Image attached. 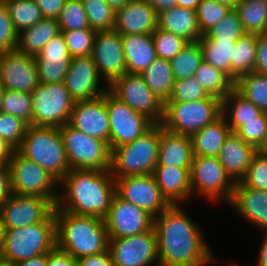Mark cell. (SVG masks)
Instances as JSON below:
<instances>
[{
	"instance_id": "25",
	"label": "cell",
	"mask_w": 267,
	"mask_h": 266,
	"mask_svg": "<svg viewBox=\"0 0 267 266\" xmlns=\"http://www.w3.org/2000/svg\"><path fill=\"white\" fill-rule=\"evenodd\" d=\"M257 149L245 143L236 133H230L217 155L219 162L236 183L246 175Z\"/></svg>"
},
{
	"instance_id": "40",
	"label": "cell",
	"mask_w": 267,
	"mask_h": 266,
	"mask_svg": "<svg viewBox=\"0 0 267 266\" xmlns=\"http://www.w3.org/2000/svg\"><path fill=\"white\" fill-rule=\"evenodd\" d=\"M4 4L18 33L44 18L35 0H5Z\"/></svg>"
},
{
	"instance_id": "12",
	"label": "cell",
	"mask_w": 267,
	"mask_h": 266,
	"mask_svg": "<svg viewBox=\"0 0 267 266\" xmlns=\"http://www.w3.org/2000/svg\"><path fill=\"white\" fill-rule=\"evenodd\" d=\"M108 90L154 124H162L165 103L153 93L140 74L125 73L116 78L108 86Z\"/></svg>"
},
{
	"instance_id": "63",
	"label": "cell",
	"mask_w": 267,
	"mask_h": 266,
	"mask_svg": "<svg viewBox=\"0 0 267 266\" xmlns=\"http://www.w3.org/2000/svg\"><path fill=\"white\" fill-rule=\"evenodd\" d=\"M116 12L118 9L124 7L131 0H105Z\"/></svg>"
},
{
	"instance_id": "57",
	"label": "cell",
	"mask_w": 267,
	"mask_h": 266,
	"mask_svg": "<svg viewBox=\"0 0 267 266\" xmlns=\"http://www.w3.org/2000/svg\"><path fill=\"white\" fill-rule=\"evenodd\" d=\"M9 165L0 164V205L12 194Z\"/></svg>"
},
{
	"instance_id": "15",
	"label": "cell",
	"mask_w": 267,
	"mask_h": 266,
	"mask_svg": "<svg viewBox=\"0 0 267 266\" xmlns=\"http://www.w3.org/2000/svg\"><path fill=\"white\" fill-rule=\"evenodd\" d=\"M54 208L47 198L12 193L0 205V219L6 230L16 229L43 222Z\"/></svg>"
},
{
	"instance_id": "65",
	"label": "cell",
	"mask_w": 267,
	"mask_h": 266,
	"mask_svg": "<svg viewBox=\"0 0 267 266\" xmlns=\"http://www.w3.org/2000/svg\"><path fill=\"white\" fill-rule=\"evenodd\" d=\"M220 4L226 5L230 7L231 9L236 8V4L239 2V0H215Z\"/></svg>"
},
{
	"instance_id": "17",
	"label": "cell",
	"mask_w": 267,
	"mask_h": 266,
	"mask_svg": "<svg viewBox=\"0 0 267 266\" xmlns=\"http://www.w3.org/2000/svg\"><path fill=\"white\" fill-rule=\"evenodd\" d=\"M109 238H125L147 232L154 226V217L146 210L125 201L117 194L104 218Z\"/></svg>"
},
{
	"instance_id": "36",
	"label": "cell",
	"mask_w": 267,
	"mask_h": 266,
	"mask_svg": "<svg viewBox=\"0 0 267 266\" xmlns=\"http://www.w3.org/2000/svg\"><path fill=\"white\" fill-rule=\"evenodd\" d=\"M235 10L246 34L267 33V0H239Z\"/></svg>"
},
{
	"instance_id": "50",
	"label": "cell",
	"mask_w": 267,
	"mask_h": 266,
	"mask_svg": "<svg viewBox=\"0 0 267 266\" xmlns=\"http://www.w3.org/2000/svg\"><path fill=\"white\" fill-rule=\"evenodd\" d=\"M240 182L246 187L267 191V155L257 152Z\"/></svg>"
},
{
	"instance_id": "48",
	"label": "cell",
	"mask_w": 267,
	"mask_h": 266,
	"mask_svg": "<svg viewBox=\"0 0 267 266\" xmlns=\"http://www.w3.org/2000/svg\"><path fill=\"white\" fill-rule=\"evenodd\" d=\"M28 124L22 119L0 111V138L17 149L25 136Z\"/></svg>"
},
{
	"instance_id": "56",
	"label": "cell",
	"mask_w": 267,
	"mask_h": 266,
	"mask_svg": "<svg viewBox=\"0 0 267 266\" xmlns=\"http://www.w3.org/2000/svg\"><path fill=\"white\" fill-rule=\"evenodd\" d=\"M82 266H114L110 251L77 259Z\"/></svg>"
},
{
	"instance_id": "51",
	"label": "cell",
	"mask_w": 267,
	"mask_h": 266,
	"mask_svg": "<svg viewBox=\"0 0 267 266\" xmlns=\"http://www.w3.org/2000/svg\"><path fill=\"white\" fill-rule=\"evenodd\" d=\"M235 133L245 143L258 149L267 133V113L262 112L258 120L242 121V126Z\"/></svg>"
},
{
	"instance_id": "44",
	"label": "cell",
	"mask_w": 267,
	"mask_h": 266,
	"mask_svg": "<svg viewBox=\"0 0 267 266\" xmlns=\"http://www.w3.org/2000/svg\"><path fill=\"white\" fill-rule=\"evenodd\" d=\"M57 21L60 31L90 28L82 0H66Z\"/></svg>"
},
{
	"instance_id": "52",
	"label": "cell",
	"mask_w": 267,
	"mask_h": 266,
	"mask_svg": "<svg viewBox=\"0 0 267 266\" xmlns=\"http://www.w3.org/2000/svg\"><path fill=\"white\" fill-rule=\"evenodd\" d=\"M18 32L15 30L12 20L4 2H0V52L16 50Z\"/></svg>"
},
{
	"instance_id": "45",
	"label": "cell",
	"mask_w": 267,
	"mask_h": 266,
	"mask_svg": "<svg viewBox=\"0 0 267 266\" xmlns=\"http://www.w3.org/2000/svg\"><path fill=\"white\" fill-rule=\"evenodd\" d=\"M96 32L91 28L61 31L72 58L92 55Z\"/></svg>"
},
{
	"instance_id": "19",
	"label": "cell",
	"mask_w": 267,
	"mask_h": 266,
	"mask_svg": "<svg viewBox=\"0 0 267 266\" xmlns=\"http://www.w3.org/2000/svg\"><path fill=\"white\" fill-rule=\"evenodd\" d=\"M0 79L6 90L31 93L39 84L35 58L17 50L0 52Z\"/></svg>"
},
{
	"instance_id": "3",
	"label": "cell",
	"mask_w": 267,
	"mask_h": 266,
	"mask_svg": "<svg viewBox=\"0 0 267 266\" xmlns=\"http://www.w3.org/2000/svg\"><path fill=\"white\" fill-rule=\"evenodd\" d=\"M56 246L76 260L108 250L109 236L104 219L79 216L54 209Z\"/></svg>"
},
{
	"instance_id": "20",
	"label": "cell",
	"mask_w": 267,
	"mask_h": 266,
	"mask_svg": "<svg viewBox=\"0 0 267 266\" xmlns=\"http://www.w3.org/2000/svg\"><path fill=\"white\" fill-rule=\"evenodd\" d=\"M68 124L90 137L105 141L110 148L106 92L96 99L75 101Z\"/></svg>"
},
{
	"instance_id": "24",
	"label": "cell",
	"mask_w": 267,
	"mask_h": 266,
	"mask_svg": "<svg viewBox=\"0 0 267 266\" xmlns=\"http://www.w3.org/2000/svg\"><path fill=\"white\" fill-rule=\"evenodd\" d=\"M228 204L249 224L267 232V191L252 189L236 182Z\"/></svg>"
},
{
	"instance_id": "16",
	"label": "cell",
	"mask_w": 267,
	"mask_h": 266,
	"mask_svg": "<svg viewBox=\"0 0 267 266\" xmlns=\"http://www.w3.org/2000/svg\"><path fill=\"white\" fill-rule=\"evenodd\" d=\"M116 194L127 202L158 216L171 204L162 195L153 174L115 178Z\"/></svg>"
},
{
	"instance_id": "18",
	"label": "cell",
	"mask_w": 267,
	"mask_h": 266,
	"mask_svg": "<svg viewBox=\"0 0 267 266\" xmlns=\"http://www.w3.org/2000/svg\"><path fill=\"white\" fill-rule=\"evenodd\" d=\"M92 57L105 85L127 73L122 37L115 29L96 32Z\"/></svg>"
},
{
	"instance_id": "66",
	"label": "cell",
	"mask_w": 267,
	"mask_h": 266,
	"mask_svg": "<svg viewBox=\"0 0 267 266\" xmlns=\"http://www.w3.org/2000/svg\"><path fill=\"white\" fill-rule=\"evenodd\" d=\"M257 152L259 154L267 155V133L265 135L263 143L260 145V147L257 149Z\"/></svg>"
},
{
	"instance_id": "5",
	"label": "cell",
	"mask_w": 267,
	"mask_h": 266,
	"mask_svg": "<svg viewBox=\"0 0 267 266\" xmlns=\"http://www.w3.org/2000/svg\"><path fill=\"white\" fill-rule=\"evenodd\" d=\"M161 124H154L136 140L111 151L114 178L153 174L159 153Z\"/></svg>"
},
{
	"instance_id": "69",
	"label": "cell",
	"mask_w": 267,
	"mask_h": 266,
	"mask_svg": "<svg viewBox=\"0 0 267 266\" xmlns=\"http://www.w3.org/2000/svg\"><path fill=\"white\" fill-rule=\"evenodd\" d=\"M73 266H82V265L76 260Z\"/></svg>"
},
{
	"instance_id": "7",
	"label": "cell",
	"mask_w": 267,
	"mask_h": 266,
	"mask_svg": "<svg viewBox=\"0 0 267 266\" xmlns=\"http://www.w3.org/2000/svg\"><path fill=\"white\" fill-rule=\"evenodd\" d=\"M222 114V100L209 96L190 102H166L163 127L172 133L192 135Z\"/></svg>"
},
{
	"instance_id": "11",
	"label": "cell",
	"mask_w": 267,
	"mask_h": 266,
	"mask_svg": "<svg viewBox=\"0 0 267 266\" xmlns=\"http://www.w3.org/2000/svg\"><path fill=\"white\" fill-rule=\"evenodd\" d=\"M190 176L193 196L198 193L204 199L215 203L219 200L224 203L230 201L235 182L217 157L194 156Z\"/></svg>"
},
{
	"instance_id": "6",
	"label": "cell",
	"mask_w": 267,
	"mask_h": 266,
	"mask_svg": "<svg viewBox=\"0 0 267 266\" xmlns=\"http://www.w3.org/2000/svg\"><path fill=\"white\" fill-rule=\"evenodd\" d=\"M56 246V222L54 211L34 225L6 230L1 258L19 263L47 254Z\"/></svg>"
},
{
	"instance_id": "58",
	"label": "cell",
	"mask_w": 267,
	"mask_h": 266,
	"mask_svg": "<svg viewBox=\"0 0 267 266\" xmlns=\"http://www.w3.org/2000/svg\"><path fill=\"white\" fill-rule=\"evenodd\" d=\"M15 150L6 140L0 138V164L8 165Z\"/></svg>"
},
{
	"instance_id": "46",
	"label": "cell",
	"mask_w": 267,
	"mask_h": 266,
	"mask_svg": "<svg viewBox=\"0 0 267 266\" xmlns=\"http://www.w3.org/2000/svg\"><path fill=\"white\" fill-rule=\"evenodd\" d=\"M152 38L157 57L169 61L189 43L183 37L166 32L158 27L152 33Z\"/></svg>"
},
{
	"instance_id": "23",
	"label": "cell",
	"mask_w": 267,
	"mask_h": 266,
	"mask_svg": "<svg viewBox=\"0 0 267 266\" xmlns=\"http://www.w3.org/2000/svg\"><path fill=\"white\" fill-rule=\"evenodd\" d=\"M158 26V14L145 0H131L118 9L114 29L121 35L152 34Z\"/></svg>"
},
{
	"instance_id": "35",
	"label": "cell",
	"mask_w": 267,
	"mask_h": 266,
	"mask_svg": "<svg viewBox=\"0 0 267 266\" xmlns=\"http://www.w3.org/2000/svg\"><path fill=\"white\" fill-rule=\"evenodd\" d=\"M194 77L209 96L223 100L234 88L235 82L223 71L202 61Z\"/></svg>"
},
{
	"instance_id": "27",
	"label": "cell",
	"mask_w": 267,
	"mask_h": 266,
	"mask_svg": "<svg viewBox=\"0 0 267 266\" xmlns=\"http://www.w3.org/2000/svg\"><path fill=\"white\" fill-rule=\"evenodd\" d=\"M191 168L155 166L153 175L162 195L171 204L191 199Z\"/></svg>"
},
{
	"instance_id": "68",
	"label": "cell",
	"mask_w": 267,
	"mask_h": 266,
	"mask_svg": "<svg viewBox=\"0 0 267 266\" xmlns=\"http://www.w3.org/2000/svg\"><path fill=\"white\" fill-rule=\"evenodd\" d=\"M5 88L3 87L2 81L0 79V109H1V101H2V96L4 93Z\"/></svg>"
},
{
	"instance_id": "41",
	"label": "cell",
	"mask_w": 267,
	"mask_h": 266,
	"mask_svg": "<svg viewBox=\"0 0 267 266\" xmlns=\"http://www.w3.org/2000/svg\"><path fill=\"white\" fill-rule=\"evenodd\" d=\"M203 60L230 77V59L235 42L229 41H199Z\"/></svg>"
},
{
	"instance_id": "28",
	"label": "cell",
	"mask_w": 267,
	"mask_h": 266,
	"mask_svg": "<svg viewBox=\"0 0 267 266\" xmlns=\"http://www.w3.org/2000/svg\"><path fill=\"white\" fill-rule=\"evenodd\" d=\"M158 28L183 37L188 42L198 41L203 34L198 25L196 10L175 6L158 14Z\"/></svg>"
},
{
	"instance_id": "2",
	"label": "cell",
	"mask_w": 267,
	"mask_h": 266,
	"mask_svg": "<svg viewBox=\"0 0 267 266\" xmlns=\"http://www.w3.org/2000/svg\"><path fill=\"white\" fill-rule=\"evenodd\" d=\"M58 199L54 209L79 216L104 219L116 194L111 170H70L59 182ZM63 188V189H62Z\"/></svg>"
},
{
	"instance_id": "26",
	"label": "cell",
	"mask_w": 267,
	"mask_h": 266,
	"mask_svg": "<svg viewBox=\"0 0 267 266\" xmlns=\"http://www.w3.org/2000/svg\"><path fill=\"white\" fill-rule=\"evenodd\" d=\"M194 156L190 135L172 133L161 124L156 166L191 168Z\"/></svg>"
},
{
	"instance_id": "60",
	"label": "cell",
	"mask_w": 267,
	"mask_h": 266,
	"mask_svg": "<svg viewBox=\"0 0 267 266\" xmlns=\"http://www.w3.org/2000/svg\"><path fill=\"white\" fill-rule=\"evenodd\" d=\"M264 237L259 249L258 259L256 261L257 266H267V232H263Z\"/></svg>"
},
{
	"instance_id": "10",
	"label": "cell",
	"mask_w": 267,
	"mask_h": 266,
	"mask_svg": "<svg viewBox=\"0 0 267 266\" xmlns=\"http://www.w3.org/2000/svg\"><path fill=\"white\" fill-rule=\"evenodd\" d=\"M32 94V125L57 127L69 122L74 100L64 82L41 84Z\"/></svg>"
},
{
	"instance_id": "55",
	"label": "cell",
	"mask_w": 267,
	"mask_h": 266,
	"mask_svg": "<svg viewBox=\"0 0 267 266\" xmlns=\"http://www.w3.org/2000/svg\"><path fill=\"white\" fill-rule=\"evenodd\" d=\"M44 18L57 19L66 0H35Z\"/></svg>"
},
{
	"instance_id": "31",
	"label": "cell",
	"mask_w": 267,
	"mask_h": 266,
	"mask_svg": "<svg viewBox=\"0 0 267 266\" xmlns=\"http://www.w3.org/2000/svg\"><path fill=\"white\" fill-rule=\"evenodd\" d=\"M231 129L221 114L213 122L191 135L195 156L217 157Z\"/></svg>"
},
{
	"instance_id": "47",
	"label": "cell",
	"mask_w": 267,
	"mask_h": 266,
	"mask_svg": "<svg viewBox=\"0 0 267 266\" xmlns=\"http://www.w3.org/2000/svg\"><path fill=\"white\" fill-rule=\"evenodd\" d=\"M230 10V7L220 4L215 0H201L196 9L201 33L204 34L217 22L221 21Z\"/></svg>"
},
{
	"instance_id": "4",
	"label": "cell",
	"mask_w": 267,
	"mask_h": 266,
	"mask_svg": "<svg viewBox=\"0 0 267 266\" xmlns=\"http://www.w3.org/2000/svg\"><path fill=\"white\" fill-rule=\"evenodd\" d=\"M16 150L45 169L58 182L70 171L57 127L28 125L22 143Z\"/></svg>"
},
{
	"instance_id": "32",
	"label": "cell",
	"mask_w": 267,
	"mask_h": 266,
	"mask_svg": "<svg viewBox=\"0 0 267 266\" xmlns=\"http://www.w3.org/2000/svg\"><path fill=\"white\" fill-rule=\"evenodd\" d=\"M262 112L235 88L222 100V115L232 133L242 126V121L258 120V116Z\"/></svg>"
},
{
	"instance_id": "59",
	"label": "cell",
	"mask_w": 267,
	"mask_h": 266,
	"mask_svg": "<svg viewBox=\"0 0 267 266\" xmlns=\"http://www.w3.org/2000/svg\"><path fill=\"white\" fill-rule=\"evenodd\" d=\"M145 1H147L154 8L157 14H159L163 10L177 6V0H145Z\"/></svg>"
},
{
	"instance_id": "34",
	"label": "cell",
	"mask_w": 267,
	"mask_h": 266,
	"mask_svg": "<svg viewBox=\"0 0 267 266\" xmlns=\"http://www.w3.org/2000/svg\"><path fill=\"white\" fill-rule=\"evenodd\" d=\"M140 75L153 93L166 103L172 94L175 82L170 61L157 57Z\"/></svg>"
},
{
	"instance_id": "38",
	"label": "cell",
	"mask_w": 267,
	"mask_h": 266,
	"mask_svg": "<svg viewBox=\"0 0 267 266\" xmlns=\"http://www.w3.org/2000/svg\"><path fill=\"white\" fill-rule=\"evenodd\" d=\"M235 89L267 113V75L256 72L245 74L235 82Z\"/></svg>"
},
{
	"instance_id": "42",
	"label": "cell",
	"mask_w": 267,
	"mask_h": 266,
	"mask_svg": "<svg viewBox=\"0 0 267 266\" xmlns=\"http://www.w3.org/2000/svg\"><path fill=\"white\" fill-rule=\"evenodd\" d=\"M90 28L95 31L112 30L116 12L105 0H82Z\"/></svg>"
},
{
	"instance_id": "1",
	"label": "cell",
	"mask_w": 267,
	"mask_h": 266,
	"mask_svg": "<svg viewBox=\"0 0 267 266\" xmlns=\"http://www.w3.org/2000/svg\"><path fill=\"white\" fill-rule=\"evenodd\" d=\"M181 207L179 204L170 205L154 217L160 266H210L218 263L203 238L202 228Z\"/></svg>"
},
{
	"instance_id": "22",
	"label": "cell",
	"mask_w": 267,
	"mask_h": 266,
	"mask_svg": "<svg viewBox=\"0 0 267 266\" xmlns=\"http://www.w3.org/2000/svg\"><path fill=\"white\" fill-rule=\"evenodd\" d=\"M37 63L38 81L41 84L63 82L71 64L62 33L52 38L34 57Z\"/></svg>"
},
{
	"instance_id": "43",
	"label": "cell",
	"mask_w": 267,
	"mask_h": 266,
	"mask_svg": "<svg viewBox=\"0 0 267 266\" xmlns=\"http://www.w3.org/2000/svg\"><path fill=\"white\" fill-rule=\"evenodd\" d=\"M32 94L4 90L0 111L11 114L25 121L28 125L32 124Z\"/></svg>"
},
{
	"instance_id": "13",
	"label": "cell",
	"mask_w": 267,
	"mask_h": 266,
	"mask_svg": "<svg viewBox=\"0 0 267 266\" xmlns=\"http://www.w3.org/2000/svg\"><path fill=\"white\" fill-rule=\"evenodd\" d=\"M106 107L110 122V150L133 142L147 132L154 123L145 115L131 109L109 90L106 91Z\"/></svg>"
},
{
	"instance_id": "14",
	"label": "cell",
	"mask_w": 267,
	"mask_h": 266,
	"mask_svg": "<svg viewBox=\"0 0 267 266\" xmlns=\"http://www.w3.org/2000/svg\"><path fill=\"white\" fill-rule=\"evenodd\" d=\"M108 250L114 266H160L154 227L125 238H109Z\"/></svg>"
},
{
	"instance_id": "67",
	"label": "cell",
	"mask_w": 267,
	"mask_h": 266,
	"mask_svg": "<svg viewBox=\"0 0 267 266\" xmlns=\"http://www.w3.org/2000/svg\"><path fill=\"white\" fill-rule=\"evenodd\" d=\"M0 266H18V264L13 262V261H8L6 259H2L0 257Z\"/></svg>"
},
{
	"instance_id": "29",
	"label": "cell",
	"mask_w": 267,
	"mask_h": 266,
	"mask_svg": "<svg viewBox=\"0 0 267 266\" xmlns=\"http://www.w3.org/2000/svg\"><path fill=\"white\" fill-rule=\"evenodd\" d=\"M127 73L141 74L157 58L152 34L121 35Z\"/></svg>"
},
{
	"instance_id": "39",
	"label": "cell",
	"mask_w": 267,
	"mask_h": 266,
	"mask_svg": "<svg viewBox=\"0 0 267 266\" xmlns=\"http://www.w3.org/2000/svg\"><path fill=\"white\" fill-rule=\"evenodd\" d=\"M245 34L238 12L231 9L221 21L208 29L198 41L236 42Z\"/></svg>"
},
{
	"instance_id": "30",
	"label": "cell",
	"mask_w": 267,
	"mask_h": 266,
	"mask_svg": "<svg viewBox=\"0 0 267 266\" xmlns=\"http://www.w3.org/2000/svg\"><path fill=\"white\" fill-rule=\"evenodd\" d=\"M60 33L57 19L43 18L35 25L18 33L16 50L19 53L35 57L52 38Z\"/></svg>"
},
{
	"instance_id": "54",
	"label": "cell",
	"mask_w": 267,
	"mask_h": 266,
	"mask_svg": "<svg viewBox=\"0 0 267 266\" xmlns=\"http://www.w3.org/2000/svg\"><path fill=\"white\" fill-rule=\"evenodd\" d=\"M75 261L72 255L57 246L47 253V266H73Z\"/></svg>"
},
{
	"instance_id": "37",
	"label": "cell",
	"mask_w": 267,
	"mask_h": 266,
	"mask_svg": "<svg viewBox=\"0 0 267 266\" xmlns=\"http://www.w3.org/2000/svg\"><path fill=\"white\" fill-rule=\"evenodd\" d=\"M202 61L203 54L199 41L189 42L170 60L174 80L177 81L194 76Z\"/></svg>"
},
{
	"instance_id": "49",
	"label": "cell",
	"mask_w": 267,
	"mask_h": 266,
	"mask_svg": "<svg viewBox=\"0 0 267 266\" xmlns=\"http://www.w3.org/2000/svg\"><path fill=\"white\" fill-rule=\"evenodd\" d=\"M209 97L194 76L174 82L173 91L167 102H190Z\"/></svg>"
},
{
	"instance_id": "33",
	"label": "cell",
	"mask_w": 267,
	"mask_h": 266,
	"mask_svg": "<svg viewBox=\"0 0 267 266\" xmlns=\"http://www.w3.org/2000/svg\"><path fill=\"white\" fill-rule=\"evenodd\" d=\"M258 35L245 34L235 42L230 59V78L236 82L241 76L254 72Z\"/></svg>"
},
{
	"instance_id": "8",
	"label": "cell",
	"mask_w": 267,
	"mask_h": 266,
	"mask_svg": "<svg viewBox=\"0 0 267 266\" xmlns=\"http://www.w3.org/2000/svg\"><path fill=\"white\" fill-rule=\"evenodd\" d=\"M59 130L70 170L111 169V150L105 141L90 137L68 123Z\"/></svg>"
},
{
	"instance_id": "9",
	"label": "cell",
	"mask_w": 267,
	"mask_h": 266,
	"mask_svg": "<svg viewBox=\"0 0 267 266\" xmlns=\"http://www.w3.org/2000/svg\"><path fill=\"white\" fill-rule=\"evenodd\" d=\"M8 165L13 194L41 196L56 205L59 182L51 174L17 150L12 154Z\"/></svg>"
},
{
	"instance_id": "21",
	"label": "cell",
	"mask_w": 267,
	"mask_h": 266,
	"mask_svg": "<svg viewBox=\"0 0 267 266\" xmlns=\"http://www.w3.org/2000/svg\"><path fill=\"white\" fill-rule=\"evenodd\" d=\"M102 79L92 55L73 57L64 79L66 89L74 101L92 100L101 97L108 85L100 86Z\"/></svg>"
},
{
	"instance_id": "53",
	"label": "cell",
	"mask_w": 267,
	"mask_h": 266,
	"mask_svg": "<svg viewBox=\"0 0 267 266\" xmlns=\"http://www.w3.org/2000/svg\"><path fill=\"white\" fill-rule=\"evenodd\" d=\"M254 72L267 75V33L258 35Z\"/></svg>"
},
{
	"instance_id": "61",
	"label": "cell",
	"mask_w": 267,
	"mask_h": 266,
	"mask_svg": "<svg viewBox=\"0 0 267 266\" xmlns=\"http://www.w3.org/2000/svg\"><path fill=\"white\" fill-rule=\"evenodd\" d=\"M17 264L18 266H47V254H42L25 261H21Z\"/></svg>"
},
{
	"instance_id": "62",
	"label": "cell",
	"mask_w": 267,
	"mask_h": 266,
	"mask_svg": "<svg viewBox=\"0 0 267 266\" xmlns=\"http://www.w3.org/2000/svg\"><path fill=\"white\" fill-rule=\"evenodd\" d=\"M201 0H177V6L196 10Z\"/></svg>"
},
{
	"instance_id": "64",
	"label": "cell",
	"mask_w": 267,
	"mask_h": 266,
	"mask_svg": "<svg viewBox=\"0 0 267 266\" xmlns=\"http://www.w3.org/2000/svg\"><path fill=\"white\" fill-rule=\"evenodd\" d=\"M5 235H6V228L4 227L0 219V256L3 250V246H4Z\"/></svg>"
}]
</instances>
